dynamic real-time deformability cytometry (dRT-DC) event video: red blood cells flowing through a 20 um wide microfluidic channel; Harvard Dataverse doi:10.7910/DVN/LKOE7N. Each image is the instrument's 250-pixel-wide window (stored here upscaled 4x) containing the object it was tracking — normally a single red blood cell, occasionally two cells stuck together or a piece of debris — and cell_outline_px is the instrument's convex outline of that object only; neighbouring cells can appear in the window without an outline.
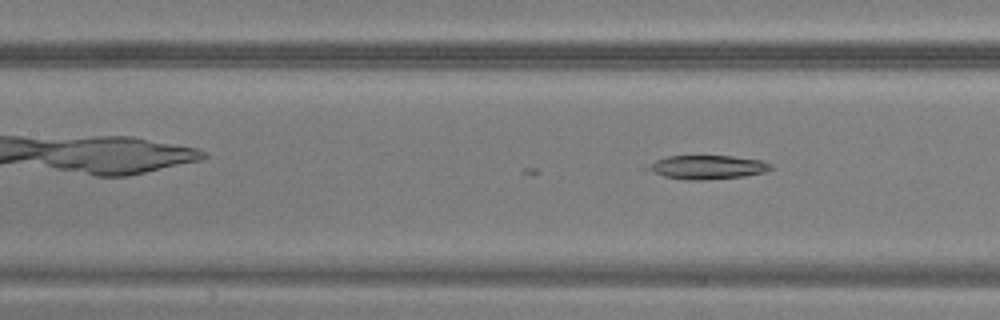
{"species": "common noctule bat (a hibernating species)", "species_latin": "Nyctalus noctula", "temperature_condition": "warm", "stored_images_in_passage": 7, "camera_frame_rate_fps": 3000, "um_per_image_px": 0.085, "animal": {"sex": "male", "body_mass_g": 20.5, "forearm_length_mm": 52.5}, "frame": {"image": 1, "passage_image": 7, "time_ms": 2.0, "image_size_px": [1000, 320], "cell_outline_px": [[772, 168], [764, 172], [744, 176], [704, 180], [688, 180], [664, 176], [644, 168], [656, 160], [668, 156], [732, 156], [760, 160], [772, 164]], "centroid_in_image_um": [60.13, 14.21], "position_along_channel_um": 147.3, "area_um2": 16.88}}